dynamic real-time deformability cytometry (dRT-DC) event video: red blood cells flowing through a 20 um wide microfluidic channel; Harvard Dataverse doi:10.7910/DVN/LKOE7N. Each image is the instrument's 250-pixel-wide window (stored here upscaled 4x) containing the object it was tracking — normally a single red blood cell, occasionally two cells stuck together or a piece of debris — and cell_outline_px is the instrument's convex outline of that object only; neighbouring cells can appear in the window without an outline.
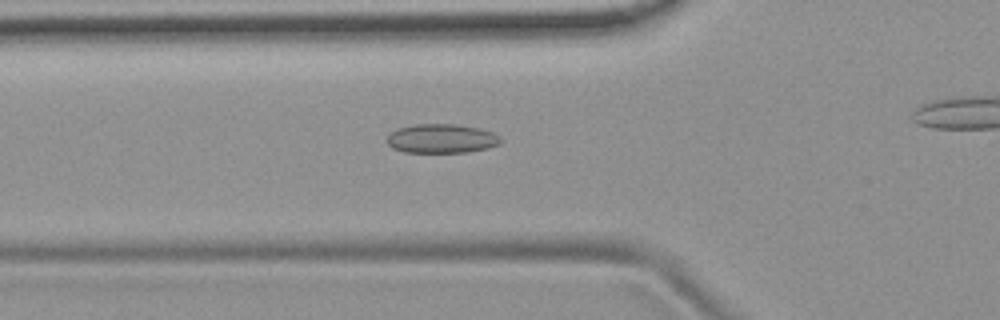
{"species": "common noctule bat (a hibernating species)", "species_latin": "Nyctalus noctula", "temperature_condition": "room temperature", "stored_images_in_passage": 42, "camera_frame_rate_fps": 3000, "um_per_image_px": 0.085, "animal": {"sex": "female", "body_mass_g": 19.9}, "frame": {"image": 1, "passage_image": 17, "time_ms": 5.333, "image_size_px": [1000, 320], "cell_outline_px": [[500, 144], [488, 148], [464, 152], [404, 152], [392, 148], [388, 144], [388, 136], [396, 128], [412, 124], [456, 124], [480, 128], [492, 132], [500, 136]], "centroid_in_image_um": [37.52, 11.77], "position_along_channel_um": 88.3, "area_um2": 19.31}}
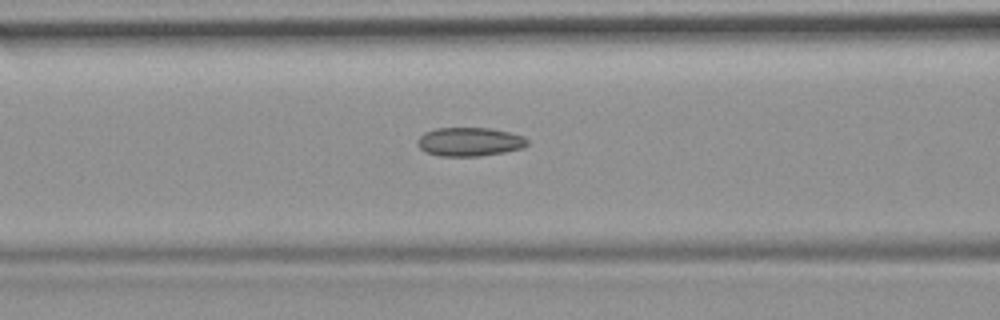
{"frame": {"image": 2, "passage_image": 20, "time_ms": 6.333, "image_size_px": [1000, 320], "cell_outline_px": [[528, 144], [524, 148], [504, 152], [480, 156], [440, 156], [424, 152], [420, 148], [416, 140], [424, 132], [436, 128], [492, 128], [524, 136], [528, 140]], "centroid_in_image_um": [39.91, 12.05], "position_along_channel_um": 126.7, "area_um2": 18.55}}
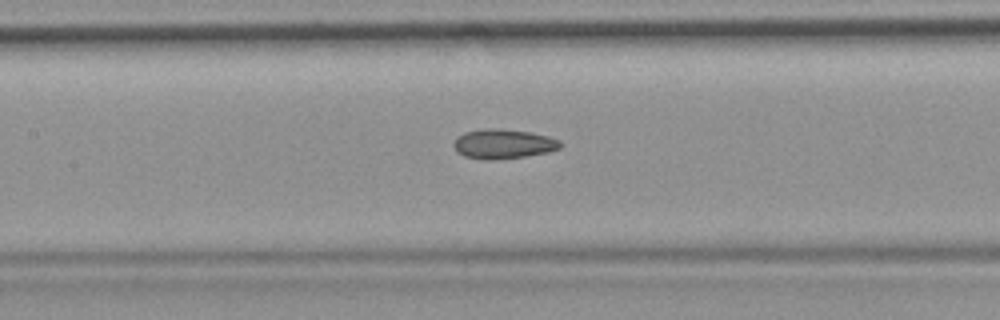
{"frame": {"image": 3, "passage_image": 23, "time_ms": 7.333, "image_size_px": [1000, 320], "cell_outline_px": [[564, 144], [560, 148], [548, 152], [524, 156], [464, 156], [456, 152], [452, 144], [456, 136], [464, 132], [484, 128], [500, 128], [528, 132], [548, 136], [560, 140]], "centroid_in_image_um": [42.8, 12.16], "position_along_channel_um": 164.6, "area_um2": 17.63}}